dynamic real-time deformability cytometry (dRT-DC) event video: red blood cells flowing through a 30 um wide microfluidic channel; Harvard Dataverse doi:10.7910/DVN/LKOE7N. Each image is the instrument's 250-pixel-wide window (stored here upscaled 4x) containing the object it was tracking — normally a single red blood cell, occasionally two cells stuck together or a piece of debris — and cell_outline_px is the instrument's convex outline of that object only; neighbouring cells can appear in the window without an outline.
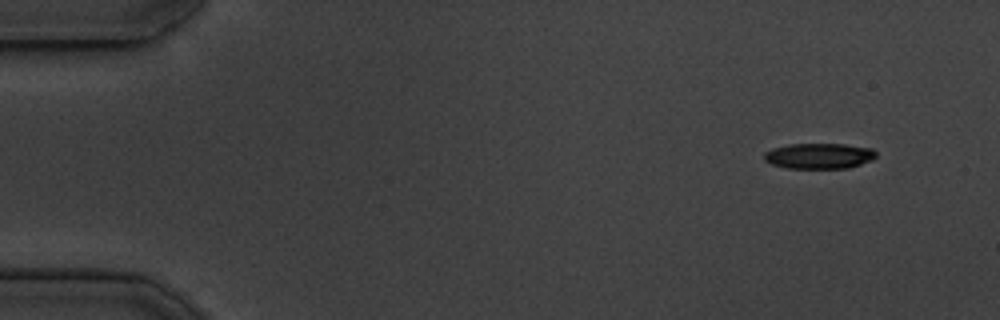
{"species": "common noctule bat (a hibernating species)", "species_latin": "Nyctalus noctula", "temperature_condition": "cold", "stored_images_in_passage": 50, "camera_frame_rate_fps": 3000, "um_per_image_px": 0.085, "animal": {"sex": "male", "body_mass_g": 19.5, "forearm_length_mm": 54.6}, "frame": {"image": 1, "passage_image": 1, "time_ms": 0.0, "image_size_px": [1000, 320], "cell_outline_px": [[876, 156], [872, 160], [848, 168], [788, 168], [772, 164], [764, 160], [764, 152], [772, 148], [788, 144], [844, 144], [872, 148], [876, 152]], "centroid_in_image_um": [69.61, 13.25], "position_along_channel_um": 15.4, "area_um2": 16.7}}
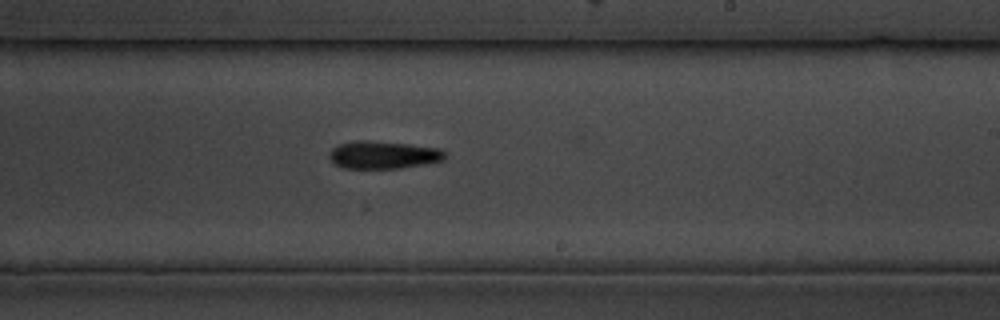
{"frame": {"image": 2, "passage_image": 29, "time_ms": 9.333, "image_size_px": [1000, 320], "cell_outline_px": [[448, 152], [444, 160], [424, 164], [400, 168], [340, 168], [328, 156], [328, 152], [332, 148], [340, 144], [356, 140], [364, 140], [408, 144], [440, 148]], "centroid_in_image_um": [32.59, 13.16], "position_along_channel_um": 256.4, "area_um2": 18.73}}
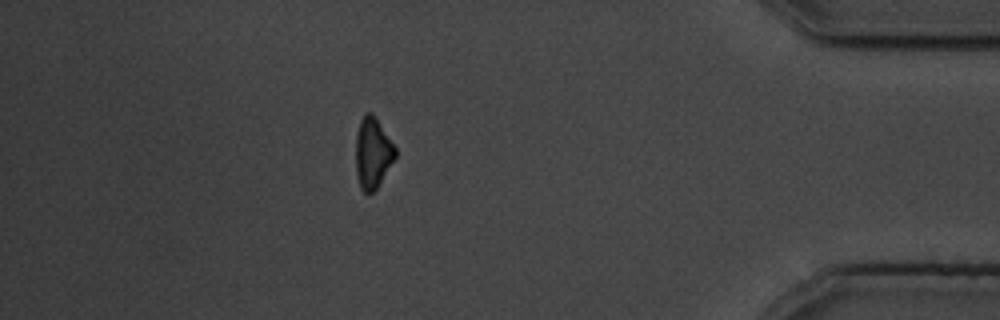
{"frame": {"image": 3, "passage_image": 44, "time_ms": 14.333, "image_size_px": [1000, 320], "cell_outline_px": [[396, 156], [376, 188], [372, 192], [364, 192], [360, 188], [356, 172], [356, 136], [360, 120], [364, 112], [372, 112], [376, 116], [396, 148]], "centroid_in_image_um": [31.67, 12.95], "position_along_channel_um": 403.5, "area_um2": 16.24}, "authors_computed_cell_mechanics": {"area_um2": 17.7446, "velocity_mm_per_s": 3.7489, "shape_relaxation_time_tau1_ms": 2.4951, "shape_relaxation_time_tau2_ms": null, "deformation_change_tau1": 0.1349, "deformation_change_tau2": null}}